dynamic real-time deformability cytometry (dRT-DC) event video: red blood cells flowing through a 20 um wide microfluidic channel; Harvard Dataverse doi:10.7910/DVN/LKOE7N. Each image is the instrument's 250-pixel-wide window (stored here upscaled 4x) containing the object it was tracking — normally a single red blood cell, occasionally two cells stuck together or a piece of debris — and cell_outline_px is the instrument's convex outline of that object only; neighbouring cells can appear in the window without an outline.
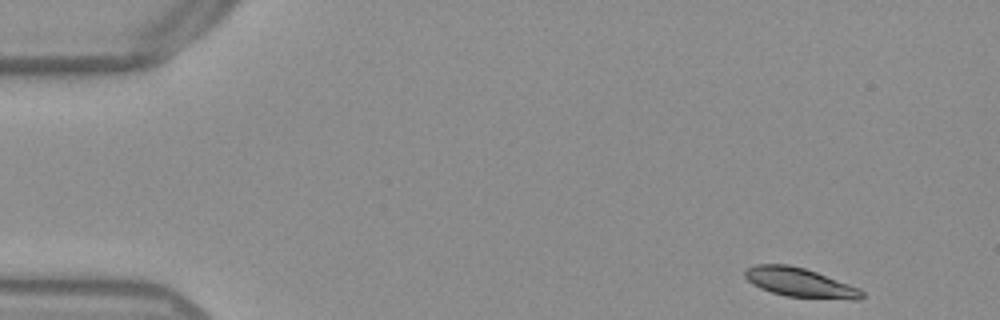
{"species": "Egyptian fruit bat (a non-hibernating species)", "species_latin": "Rousettus aegyptiacus", "temperature_condition": "warm", "stored_images_in_passage": 51, "segment_of_instrument_passage": [1, 2], "camera_frame_rate_fps": 3000, "um_per_image_px": 0.085, "frame": {"image": 1, "passage_image": 1, "time_ms": 0.0, "image_size_px": [1000, 320], "cell_outline_px": [[864, 296], [860, 300], [856, 300], [784, 296], [760, 288], [752, 284], [744, 276], [744, 272], [748, 268], [756, 264], [788, 264], [804, 268], [816, 272], [860, 288], [864, 292]], "centroid_in_image_um": [68.01, 24.02], "position_along_channel_um": 17.0, "area_um2": 19.88}}
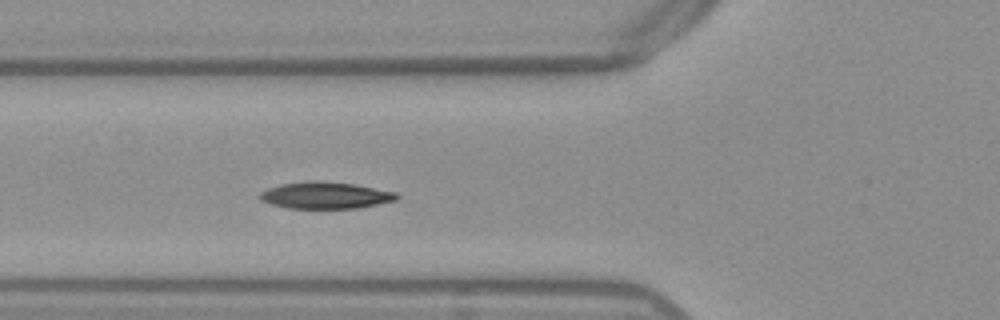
{"frame": {"image": 2, "passage_image": 16, "time_ms": 5.0, "image_size_px": [1000, 320], "cell_outline_px": [[400, 196], [396, 200], [356, 208], [288, 208], [272, 204], [260, 200], [260, 192], [268, 188], [280, 184], [308, 180], [312, 180], [352, 184], [396, 192]], "centroid_in_image_um": [27.63, 16.6], "position_along_channel_um": 98.2, "area_um2": 21.1}}
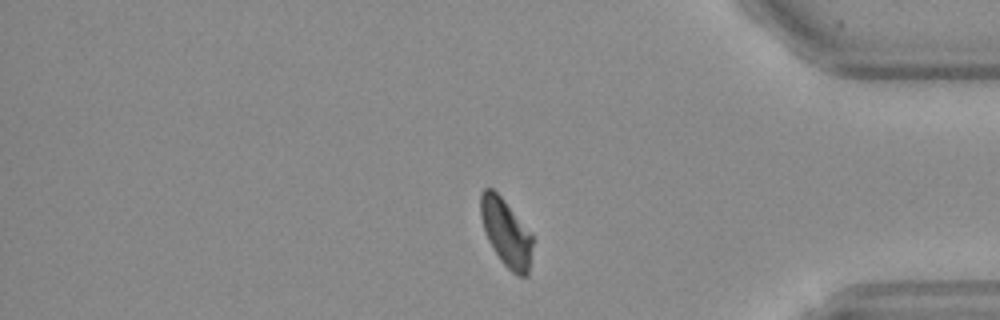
{"frame": {"image": 3, "passage_image": 41, "time_ms": 13.333, "image_size_px": [1000, 320], "cell_outline_px": [[532, 244], [528, 276], [516, 276], [500, 260], [492, 248], [484, 232], [480, 216], [480, 192], [484, 188], [492, 188], [504, 200], [532, 236]], "centroid_in_image_um": [42.97, 19.78], "position_along_channel_um": 392.2, "area_um2": 20.17}}